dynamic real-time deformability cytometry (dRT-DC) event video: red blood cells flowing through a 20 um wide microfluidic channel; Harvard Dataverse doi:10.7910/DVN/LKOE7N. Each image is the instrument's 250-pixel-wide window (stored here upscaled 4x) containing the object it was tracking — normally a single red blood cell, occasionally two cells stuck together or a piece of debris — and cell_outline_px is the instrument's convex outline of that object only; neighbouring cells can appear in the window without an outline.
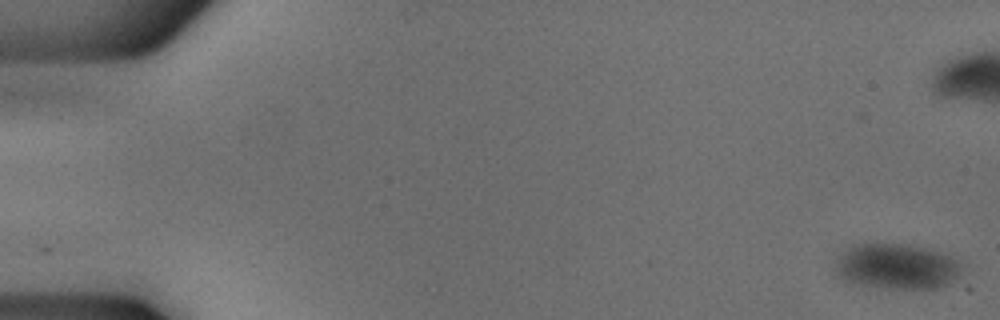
{"species": "common noctule bat (a hibernating species)", "species_latin": "Nyctalus noctula", "temperature_condition": "cold", "stored_images_in_passage": 55, "camera_frame_rate_fps": 3000, "um_per_image_px": 0.085, "animal": {"sex": "male", "body_mass_g": 18.8}, "frame": {"image": 1, "passage_image": 1, "time_ms": 0.0, "image_size_px": [1000, 320], "cell_outline_px": [[960, 272], [948, 284], [936, 288], [888, 288], [856, 284], [844, 280], [836, 272], [836, 252], [852, 244], [908, 244], [940, 252], [952, 256], [960, 260]], "centroid_in_image_um": [76.16, 22.62], "position_along_channel_um": 8.8, "area_um2": 33.64}}
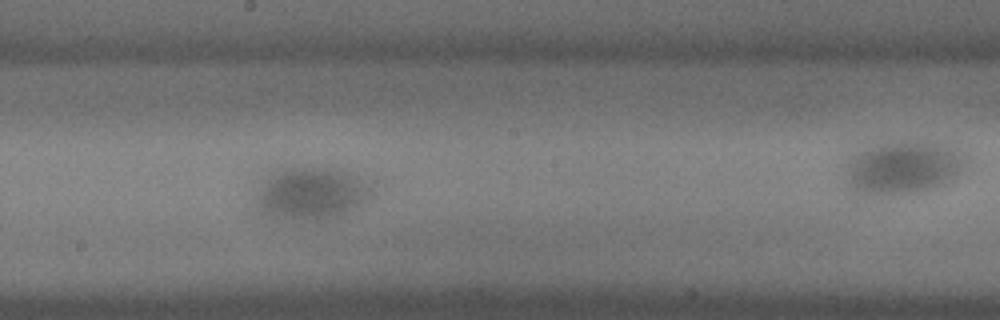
{"frame": {"image": 2, "passage_image": 30, "time_ms": 9.667, "image_size_px": [1000, 320], "cell_outline_px": [[372, 196], [368, 200], [356, 208], [348, 212], [324, 220], [272, 220], [256, 208], [252, 204], [252, 196], [256, 188], [268, 172], [284, 168], [332, 168], [348, 172], [360, 176], [372, 188]], "centroid_in_image_um": [26.33, 16.47], "position_along_channel_um": 221.9, "area_um2": 36.76}}
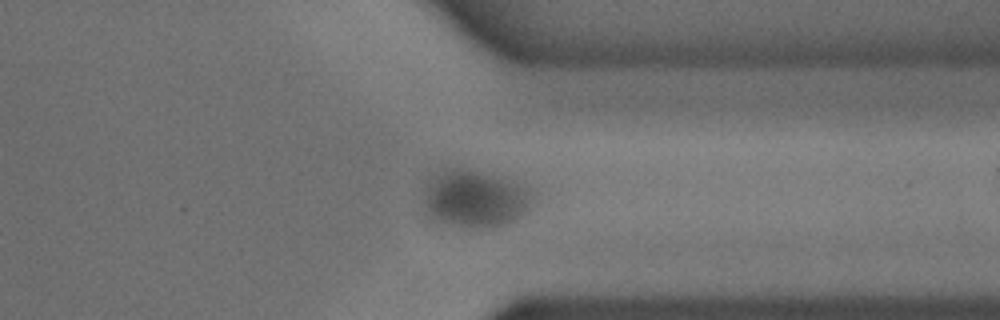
{"frame": {"image": 3, "passage_image": 42, "time_ms": 13.667, "image_size_px": [1000, 320], "cell_outline_px": [[532, 196], [528, 208], [516, 216], [508, 220], [496, 224], [480, 228], [456, 228], [436, 224], [428, 212], [424, 204], [424, 196], [428, 184], [440, 172], [452, 168], [460, 168], [476, 172], [532, 188]], "centroid_in_image_um": [40.28, 16.94], "position_along_channel_um": 371.1, "area_um2": 35.14}}